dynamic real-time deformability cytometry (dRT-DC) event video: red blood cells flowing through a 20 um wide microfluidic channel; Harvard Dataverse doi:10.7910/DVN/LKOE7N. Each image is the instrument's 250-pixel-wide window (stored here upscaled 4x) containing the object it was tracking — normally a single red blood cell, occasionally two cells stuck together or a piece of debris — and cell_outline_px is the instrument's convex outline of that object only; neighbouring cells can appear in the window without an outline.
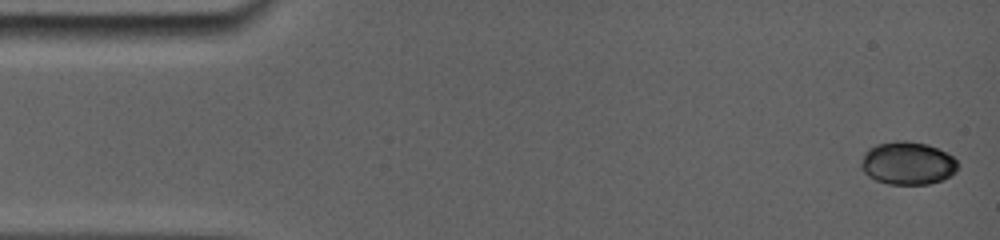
{"species": "common noctule bat (a hibernating species)", "species_latin": "Nyctalus noctula", "temperature_condition": "room temperature", "stored_images_in_passage": 10, "camera_frame_rate_fps": 5000, "um_per_image_px": 0.085, "animal": {"sex": "female", "body_mass_g": 19.0, "forearm_length_mm": 56.7}, "frame": {"image": 1, "passage_image": 1, "time_ms": 0.0, "image_size_px": [1000, 240], "cell_outline_px": [[956, 168], [948, 176], [940, 180], [928, 184], [888, 184], [876, 180], [868, 176], [864, 172], [864, 156], [872, 148], [880, 144], [924, 144], [936, 148], [952, 156], [956, 160]], "centroid_in_image_um": [77.18, 13.94], "position_along_channel_um": 7.8, "area_um2": 22.48}}
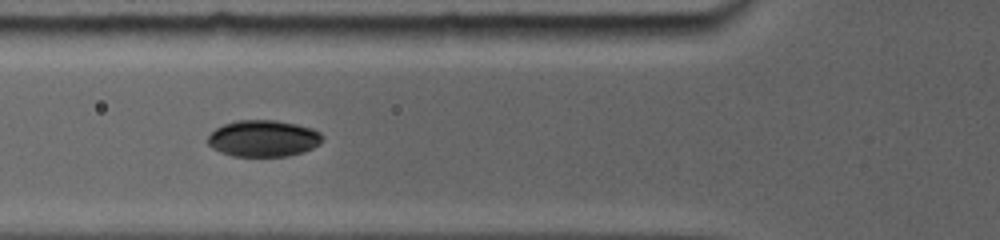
{"frame": {"image": 2, "passage_image": 9, "time_ms": 5.6, "image_size_px": [1000, 240], "cell_outline_px": [[320, 144], [312, 148], [288, 156], [232, 156], [220, 152], [212, 148], [208, 144], [208, 136], [216, 128], [224, 124], [236, 120], [276, 120], [296, 124], [320, 132]], "centroid_in_image_um": [22.33, 11.77], "position_along_channel_um": 103.5, "area_um2": 24.16}}
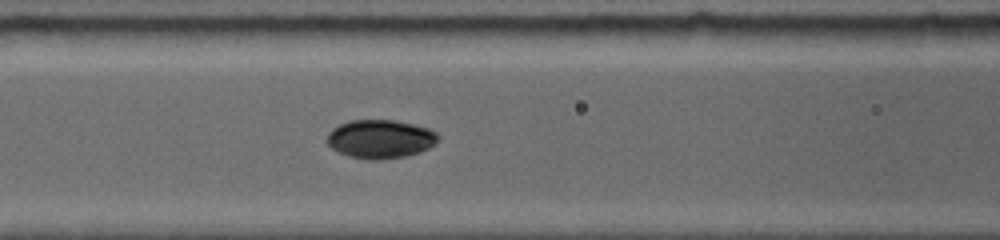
{"frame": {"image": 3, "passage_image": 10, "time_ms": 6.4, "image_size_px": [1000, 240], "cell_outline_px": [[436, 140], [428, 148], [420, 152], [404, 156], [376, 160], [368, 160], [348, 156], [332, 148], [328, 144], [328, 136], [340, 124], [352, 120], [392, 120], [412, 124], [428, 128], [436, 132]], "centroid_in_image_um": [32.32, 11.82], "position_along_channel_um": 134.3, "area_um2": 24.39}}